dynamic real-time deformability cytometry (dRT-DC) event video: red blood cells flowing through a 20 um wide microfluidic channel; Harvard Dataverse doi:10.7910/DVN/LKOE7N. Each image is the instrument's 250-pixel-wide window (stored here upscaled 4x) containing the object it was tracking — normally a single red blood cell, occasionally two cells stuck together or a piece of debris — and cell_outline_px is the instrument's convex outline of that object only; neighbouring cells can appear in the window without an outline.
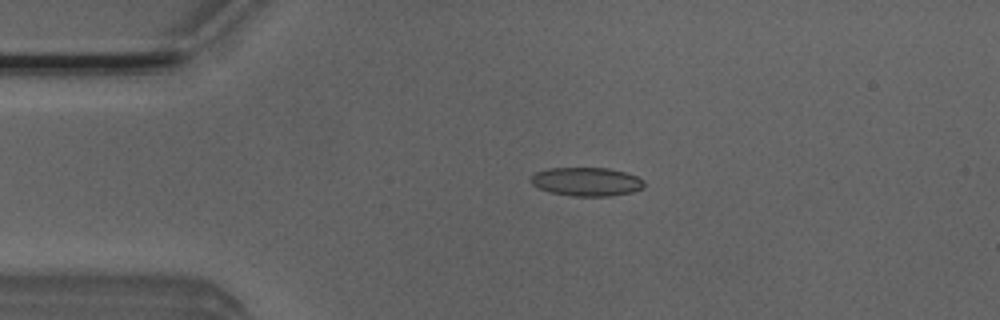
{"species": "Egyptian fruit bat (a non-hibernating species)", "species_latin": "Rousettus aegyptiacus", "temperature_condition": "room temperature", "stored_images_in_passage": 42, "camera_frame_rate_fps": 3000, "um_per_image_px": 0.085, "animal": {"sex": "male"}, "frame": {"image": 1, "passage_image": 1, "time_ms": 0.0, "image_size_px": [1000, 320], "cell_outline_px": [[644, 188], [632, 192], [608, 196], [572, 196], [552, 192], [540, 188], [532, 184], [532, 176], [536, 172], [548, 168], [608, 168], [624, 172], [636, 176], [644, 180]], "centroid_in_image_um": [49.89, 15.44], "position_along_channel_um": 35.1, "area_um2": 18.73}}
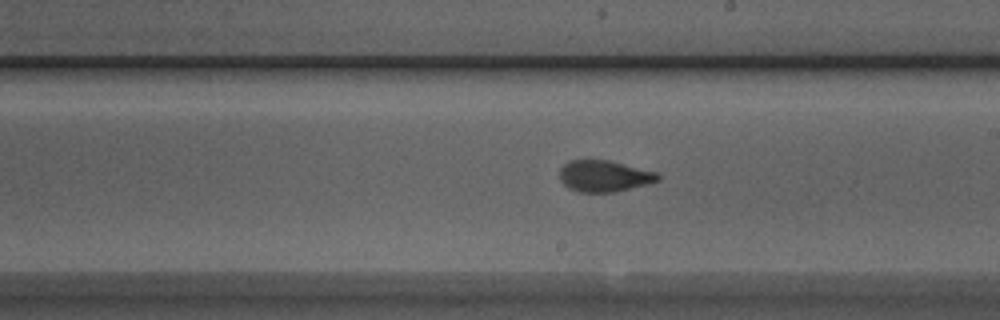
{"frame": {"image": 2, "passage_image": 19, "time_ms": 6.0, "image_size_px": [1000, 320], "cell_outline_px": [[660, 180], [616, 192], [580, 192], [568, 188], [560, 180], [560, 168], [568, 160], [608, 160], [660, 172]], "centroid_in_image_um": [51.37, 14.96], "position_along_channel_um": 237.6, "area_um2": 18.09}}
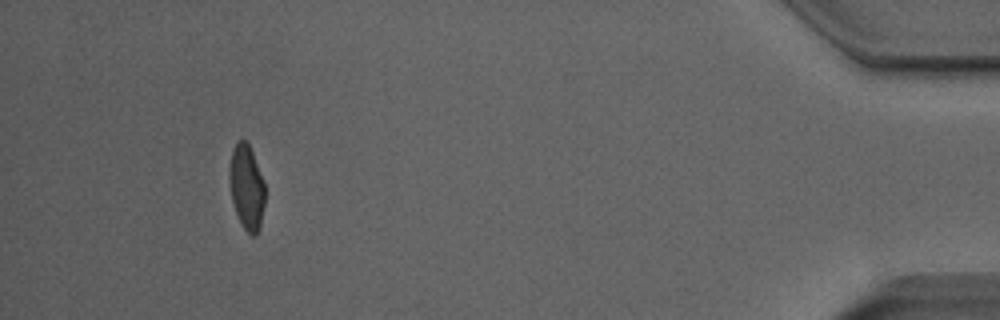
{"frame": {"image": 3, "passage_image": 38, "time_ms": 12.333, "image_size_px": [1000, 320], "cell_outline_px": [[264, 204], [260, 228], [256, 236], [252, 236], [244, 228], [236, 212], [232, 200], [228, 180], [228, 172], [232, 148], [236, 140], [244, 140], [248, 144], [252, 152], [264, 184]], "centroid_in_image_um": [20.93, 15.9], "position_along_channel_um": 414.3, "area_um2": 17.51}, "authors_computed_cell_mechanics": {"area_um2": 18.3226, "velocity_mm_per_s": 3.9319, "shape_relaxation_time_tau1_ms": 4.9008, "shape_relaxation_time_tau2_ms": 1.0597, "deformation_change_tau1": 0.1429, "deformation_change_tau2": 0.0608}}